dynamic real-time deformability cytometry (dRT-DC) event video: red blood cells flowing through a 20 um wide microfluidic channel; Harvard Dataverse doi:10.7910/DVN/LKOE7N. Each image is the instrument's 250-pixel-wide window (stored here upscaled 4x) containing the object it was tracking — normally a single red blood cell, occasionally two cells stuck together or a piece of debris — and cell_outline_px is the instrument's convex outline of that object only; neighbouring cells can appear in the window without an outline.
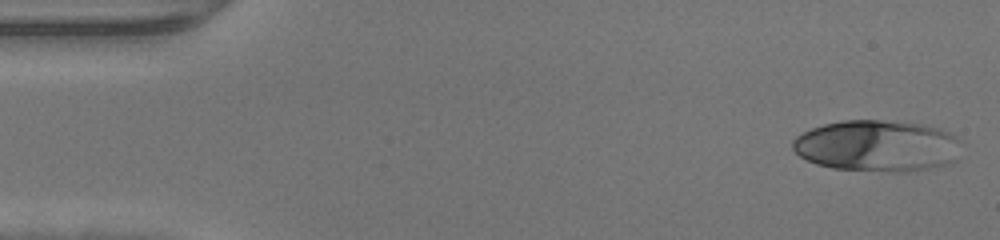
{"species": "human", "species_latin": "Homo sapiens", "temperature_condition": "warm", "stored_images_in_passage": 44, "camera_frame_rate_fps": 3000, "um_per_image_px": 0.085, "donor": {"sex": "male"}, "frame": {"image": 1, "passage_image": 1, "time_ms": 0.0, "image_size_px": [1000, 240], "cell_outline_px": [[960, 140], [956, 160], [944, 164], [928, 168], [908, 172], [892, 172], [832, 168], [816, 164], [800, 156], [792, 148], [792, 140], [796, 136], [812, 128], [824, 124], [844, 120], [880, 120], [920, 124], [940, 128], [956, 136]], "centroid_in_image_um": [74.55, 12.4], "position_along_channel_um": 10.5, "area_um2": 50.46}}
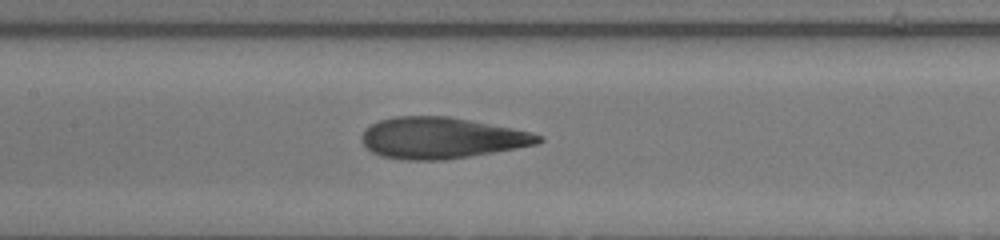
{"frame": {"image": 2, "passage_image": 19, "time_ms": 6.0, "image_size_px": [1000, 240], "cell_outline_px": [[544, 140], [536, 144], [516, 148], [472, 156], [444, 160], [404, 160], [380, 156], [372, 152], [364, 144], [360, 136], [364, 128], [380, 120], [392, 116], [448, 116], [512, 128], [532, 132], [544, 136]], "centroid_in_image_um": [37.5, 11.73], "position_along_channel_um": 169.9, "area_um2": 42.6}}
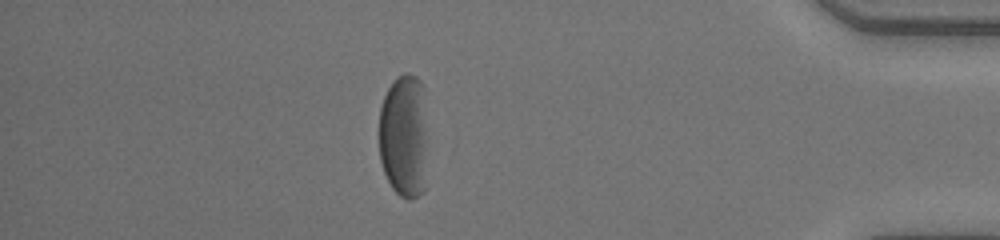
{"frame": {"image": 3, "passage_image": 38, "time_ms": 12.333, "image_size_px": [1000, 240], "cell_outline_px": [[424, 192], [412, 200], [408, 200], [400, 196], [392, 188], [384, 172], [380, 160], [380, 108], [384, 96], [392, 80], [396, 76], [404, 72], [408, 72], [416, 76], [424, 84]], "centroid_in_image_um": [34.31, 11.52], "position_along_channel_um": 400.9, "area_um2": 34.97}}